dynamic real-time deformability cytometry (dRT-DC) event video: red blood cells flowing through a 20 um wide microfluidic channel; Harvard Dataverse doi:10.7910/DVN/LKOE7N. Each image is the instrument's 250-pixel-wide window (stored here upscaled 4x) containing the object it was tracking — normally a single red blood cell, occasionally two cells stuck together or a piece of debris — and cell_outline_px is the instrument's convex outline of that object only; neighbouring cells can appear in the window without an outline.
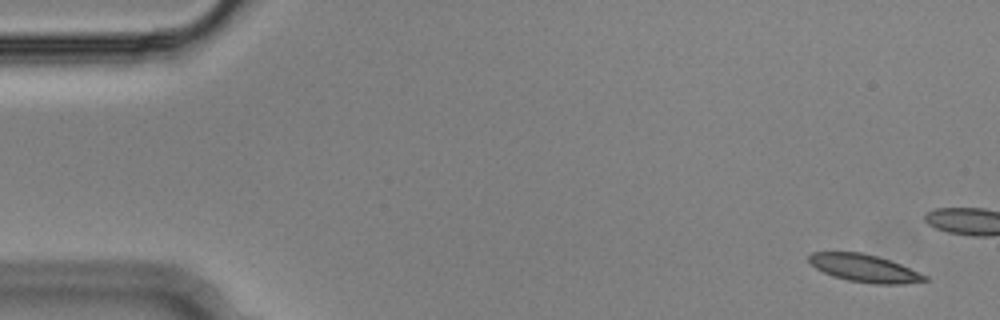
{"species": "Egyptian fruit bat (a non-hibernating species)", "species_latin": "Rousettus aegyptiacus", "temperature_condition": "cold", "stored_images_in_passage": 14, "camera_frame_rate_fps": 3000, "um_per_image_px": 0.085, "animal": {"sex": "male"}, "frame": {"image": 1, "passage_image": 1, "time_ms": 0.0, "image_size_px": [1000, 320], "cell_outline_px": [[928, 280], [904, 284], [872, 284], [848, 280], [832, 276], [816, 268], [808, 260], [808, 256], [812, 252], [860, 252], [876, 256], [900, 264], [928, 276]], "centroid_in_image_um": [73.47, 22.8], "position_along_channel_um": 11.5, "area_um2": 18.5}}